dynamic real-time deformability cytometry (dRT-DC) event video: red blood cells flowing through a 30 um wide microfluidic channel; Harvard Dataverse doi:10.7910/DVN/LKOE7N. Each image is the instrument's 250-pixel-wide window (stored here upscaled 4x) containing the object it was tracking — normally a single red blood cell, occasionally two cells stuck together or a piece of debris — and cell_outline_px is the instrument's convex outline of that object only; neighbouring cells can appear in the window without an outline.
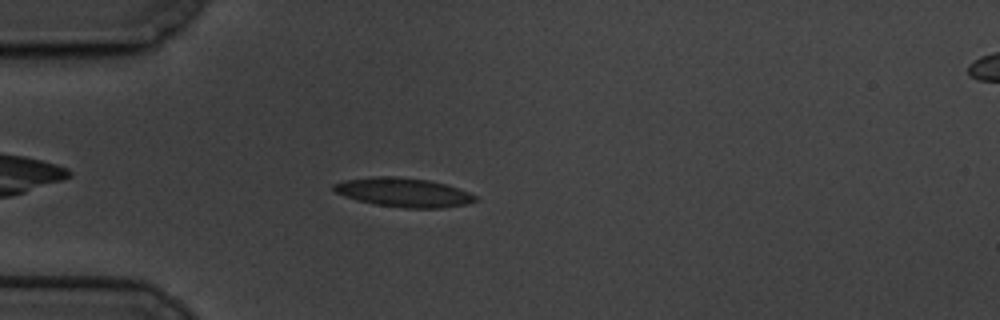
{"species": "common noctule bat (a hibernating species)", "species_latin": "Nyctalus noctula", "temperature_condition": "cold", "stored_images_in_passage": 41, "camera_frame_rate_fps": 3000, "um_per_image_px": 0.085, "animal": {"sex": "male", "body_mass_g": 19.5, "forearm_length_mm": 54.6}, "frame": {"image": 1, "passage_image": 6, "time_ms": 1.667, "image_size_px": [1000, 320], "cell_outline_px": [[476, 200], [468, 204], [444, 208], [404, 208], [376, 204], [356, 200], [344, 196], [336, 192], [332, 188], [332, 184], [344, 180], [372, 176], [396, 176], [428, 180], [444, 184], [468, 192], [476, 196]], "centroid_in_image_um": [34.26, 16.35], "position_along_channel_um": 50.7, "area_um2": 23.93}}
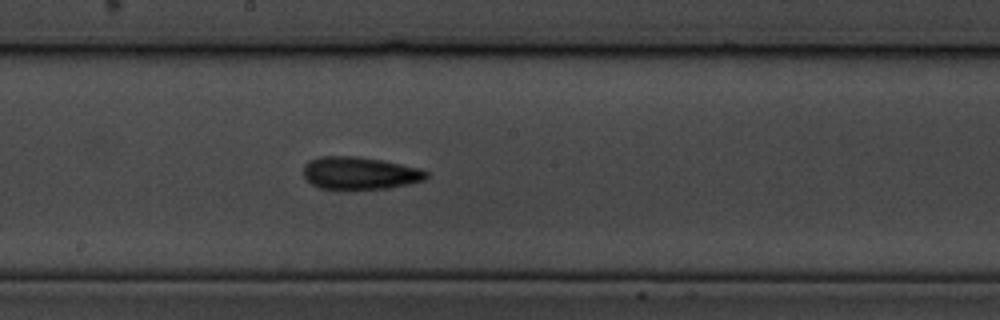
{"frame": {"image": 2, "passage_image": 22, "time_ms": 7.0, "image_size_px": [1000, 320], "cell_outline_px": [[428, 176], [424, 180], [408, 184], [388, 188], [348, 192], [340, 192], [320, 188], [312, 184], [304, 176], [304, 164], [308, 160], [320, 156], [352, 156], [380, 160], [420, 168], [428, 172]], "centroid_in_image_um": [30.54, 14.76], "position_along_channel_um": 217.7, "area_um2": 24.04}}
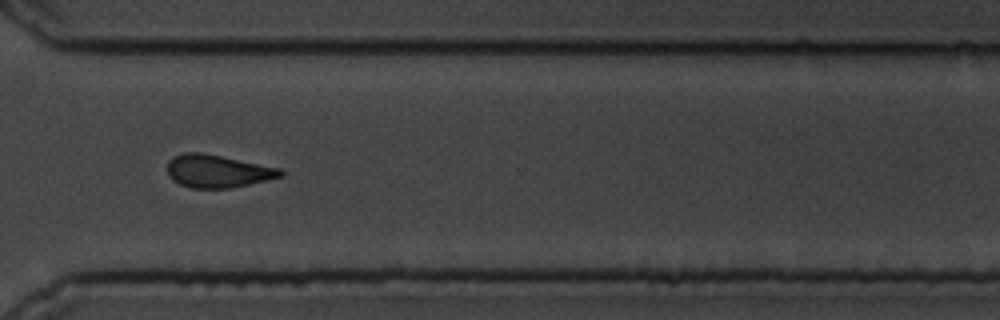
{"frame": {"image": 3, "passage_image": 34, "time_ms": 11.0, "image_size_px": [1000, 320], "cell_outline_px": [[284, 176], [268, 180], [228, 188], [192, 188], [180, 184], [172, 180], [168, 176], [168, 160], [184, 152], [200, 152], [280, 168], [284, 172]], "centroid_in_image_um": [18.49, 14.55], "position_along_channel_um": 352.1, "area_um2": 21.44}, "authors_computed_cell_mechanics": {"area_um2": 22.1952, "velocity_mm_per_s": 3.3666, "shape_relaxation_time_tau1_ms": 5.6879, "shape_relaxation_time_tau2_ms": 9.5653, "deformation_change_tau1": 0.1619, "deformation_change_tau2": 0.1918}}